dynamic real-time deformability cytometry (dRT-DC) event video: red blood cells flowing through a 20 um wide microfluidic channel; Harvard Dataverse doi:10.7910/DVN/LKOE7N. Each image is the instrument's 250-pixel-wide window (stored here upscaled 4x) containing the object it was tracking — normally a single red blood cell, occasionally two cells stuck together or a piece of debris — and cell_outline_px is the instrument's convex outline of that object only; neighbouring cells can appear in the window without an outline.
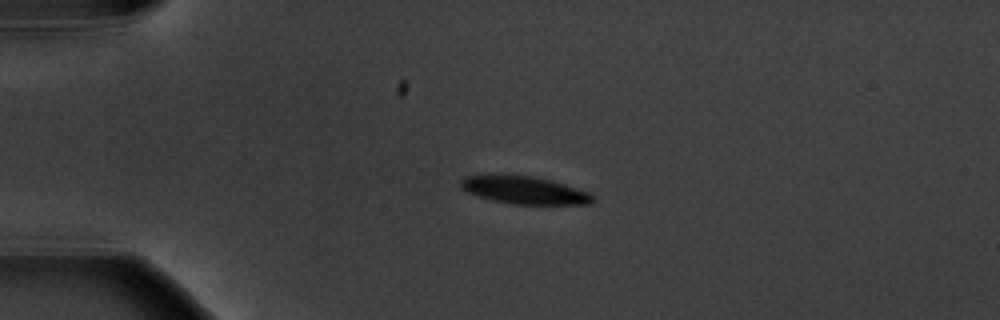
{"species": "common noctule bat (a hibernating species)", "species_latin": "Nyctalus noctula", "temperature_condition": "warm", "stored_images_in_passage": 5, "camera_frame_rate_fps": 3000, "um_per_image_px": 0.085, "animal": {"sex": "male", "body_mass_g": 20.1, "forearm_length_mm": 53.5}, "frame": {"image": 1, "passage_image": 3, "time_ms": 2.667, "image_size_px": [1000, 320], "cell_outline_px": [[596, 200], [592, 204], [512, 204], [492, 200], [468, 192], [460, 188], [460, 180], [464, 176], [496, 172], [536, 176], [552, 180], [592, 192], [596, 196]], "centroid_in_image_um": [44.58, 16.12], "position_along_channel_um": 40.4, "area_um2": 22.31}}
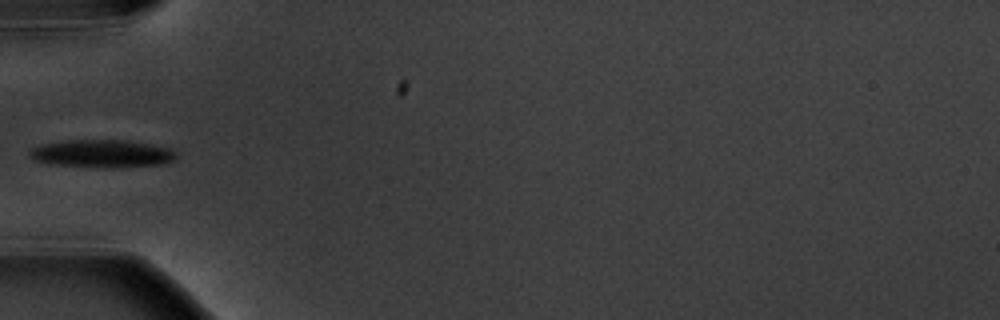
{"frame": {"image": 2, "passage_image": 5, "time_ms": 4.667, "image_size_px": [1000, 320], "cell_outline_px": [[176, 160], [164, 164], [116, 168], [104, 168], [48, 164], [32, 160], [28, 156], [28, 152], [32, 148], [40, 144], [68, 140], [128, 140], [168, 148], [176, 152]], "centroid_in_image_um": [8.63, 13.07], "position_along_channel_um": 76.4, "area_um2": 24.16}}